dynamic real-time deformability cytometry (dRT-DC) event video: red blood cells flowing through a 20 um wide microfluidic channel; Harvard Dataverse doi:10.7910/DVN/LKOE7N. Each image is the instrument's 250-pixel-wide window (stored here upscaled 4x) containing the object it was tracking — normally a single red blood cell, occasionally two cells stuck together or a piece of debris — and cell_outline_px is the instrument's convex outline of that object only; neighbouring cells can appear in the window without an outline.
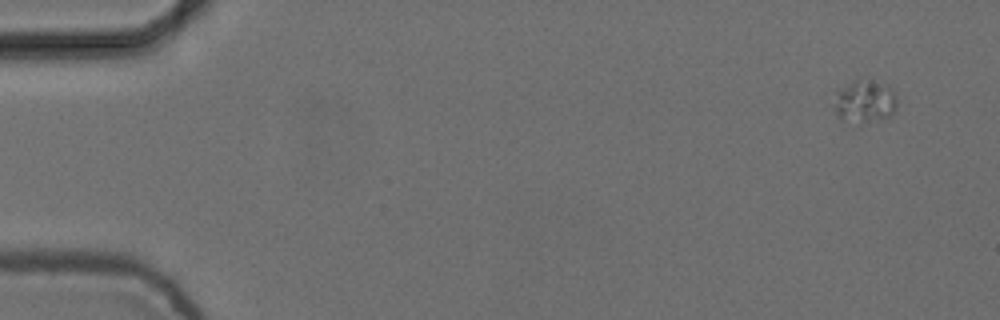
{"species": "common noctule bat (a hibernating species)", "species_latin": "Nyctalus noctula", "temperature_condition": "cold", "stored_images_in_passage": 5, "camera_frame_rate_fps": 3000, "um_per_image_px": 0.085, "animal": {"sex": "female", "body_mass_g": 24.6, "forearm_length_mm": 56.2}, "frame": {"image": 1, "passage_image": 1, "time_ms": 0.0, "image_size_px": [1000, 320], "cell_outline_px": [[896, 112], [892, 116], [860, 124], [840, 120], [836, 116], [836, 92], [840, 88], [852, 80], [872, 80], [892, 88], [896, 96]], "centroid_in_image_um": [73.52, 8.65], "position_along_channel_um": 11.5, "area_um2": 15.84}}
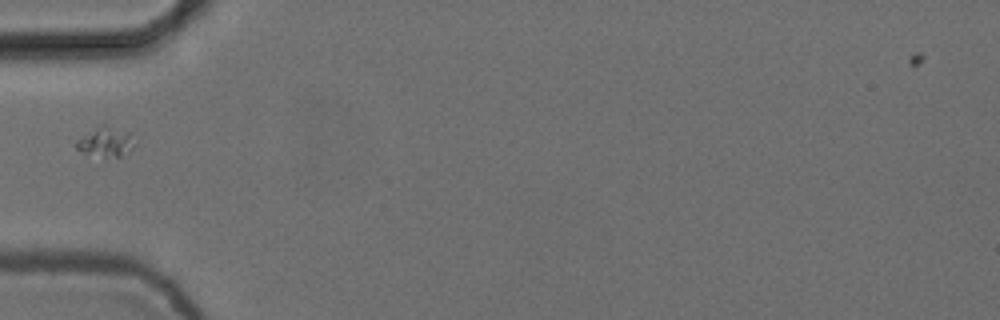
{"frame": {"image": 2, "passage_image": 5, "time_ms": 1.333, "image_size_px": [1000, 320], "cell_outline_px": [[136, 144], [128, 152], [120, 156], [104, 156], [84, 152], [76, 148], [76, 140], [100, 124], [104, 124], [132, 132]], "centroid_in_image_um": [9.05, 12.01], "position_along_channel_um": 76.0, "area_um2": 10.06}}